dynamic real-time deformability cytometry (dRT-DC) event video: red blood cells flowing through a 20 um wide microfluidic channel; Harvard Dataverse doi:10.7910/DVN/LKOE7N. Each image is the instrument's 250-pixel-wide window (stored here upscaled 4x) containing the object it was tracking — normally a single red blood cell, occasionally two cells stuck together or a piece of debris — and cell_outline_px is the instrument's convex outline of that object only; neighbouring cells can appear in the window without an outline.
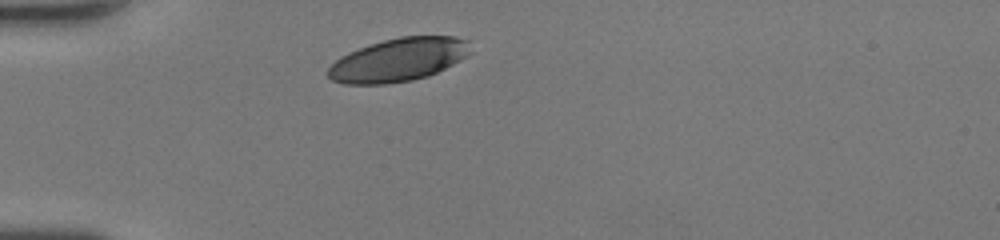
{"species": "human", "species_latin": "Homo sapiens", "temperature_condition": "room temperature", "stored_images_in_passage": 29, "camera_frame_rate_fps": 3000, "um_per_image_px": 0.085, "donor": {"sex": "female"}, "frame": {"image": 1, "passage_image": 1, "time_ms": 0.0, "image_size_px": [1000, 240], "cell_outline_px": [[472, 52], [460, 60], [428, 76], [412, 80], [384, 84], [344, 84], [332, 80], [328, 76], [328, 68], [340, 56], [348, 52], [384, 40], [400, 36], [456, 36], [468, 40]], "centroid_in_image_um": [33.88, 5.08], "position_along_channel_um": 51.1, "area_um2": 35.78}}
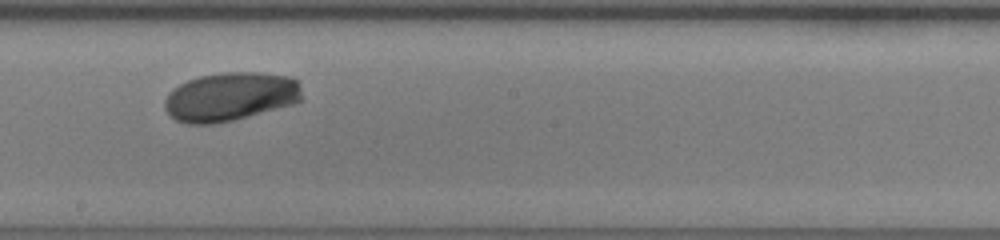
{"frame": {"image": 2, "passage_image": 15, "time_ms": 4.667, "image_size_px": [1000, 240], "cell_outline_px": [[304, 100], [292, 104], [248, 116], [216, 124], [188, 124], [176, 120], [164, 108], [164, 100], [168, 92], [172, 88], [188, 80], [200, 76], [224, 72], [260, 72], [292, 76], [296, 80], [300, 88]], "centroid_in_image_um": [19.58, 8.21], "position_along_channel_um": 228.6, "area_um2": 39.19}}
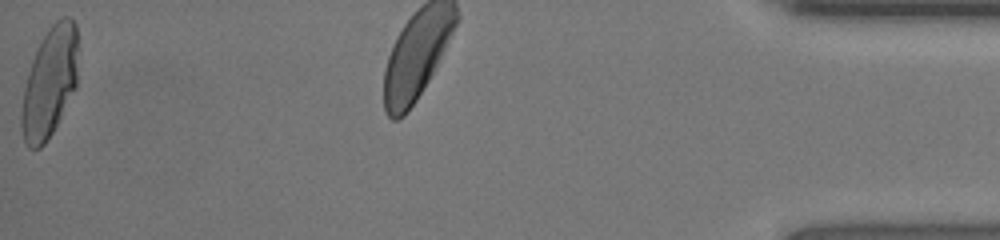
{"frame": {"image": 3, "passage_image": 29, "time_ms": 9.333, "image_size_px": [1000, 240], "cell_outline_px": [[76, 88], [52, 132], [44, 144], [40, 148], [28, 148], [24, 144], [20, 124], [20, 116], [24, 88], [28, 72], [32, 60], [48, 28], [56, 20], [64, 16], [68, 16], [76, 24]], "centroid_in_image_um": [4.19, 7.04], "position_along_channel_um": 431.0, "area_um2": 35.89}, "authors_computed_cell_mechanics": {"area_um2": 37.9746, "velocity_mm_per_s": 4.2815, "shape_relaxation_time_tau1_ms": 6.6487, "shape_relaxation_time_tau2_ms": null, "deformation_change_tau1": 0.2081, "deformation_change_tau2": null}}